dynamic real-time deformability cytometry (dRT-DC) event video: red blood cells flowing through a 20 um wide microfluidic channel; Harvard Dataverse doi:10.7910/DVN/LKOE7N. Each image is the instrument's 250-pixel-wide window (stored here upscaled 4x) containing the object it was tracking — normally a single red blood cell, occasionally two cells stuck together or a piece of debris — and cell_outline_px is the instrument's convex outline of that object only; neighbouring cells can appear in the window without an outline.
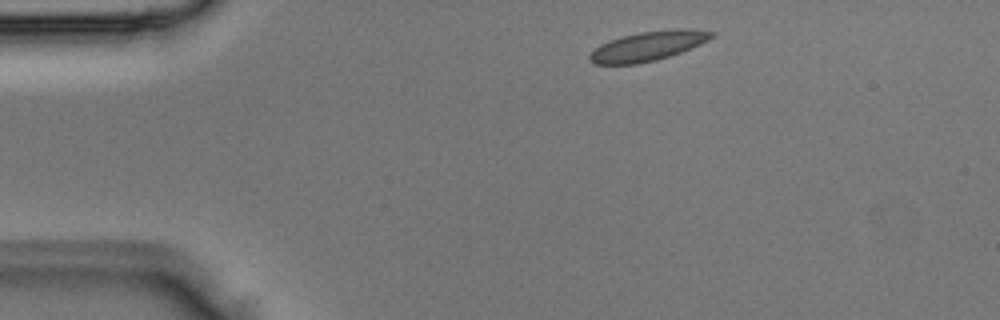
{"species": "Egyptian fruit bat (a non-hibernating species)", "species_latin": "Rousettus aegyptiacus", "temperature_condition": "room temperature", "stored_images_in_passage": 5, "camera_frame_rate_fps": 3000, "um_per_image_px": 0.085, "animal": {"sex": "male"}, "frame": {"image": 1, "passage_image": 5, "time_ms": 1.333, "image_size_px": [1000, 320], "cell_outline_px": [[716, 32], [708, 40], [700, 44], [680, 52], [656, 60], [636, 64], [596, 64], [588, 60], [588, 56], [600, 44], [608, 40], [640, 32], [676, 28], [692, 28]], "centroid_in_image_um": [55.08, 3.9], "position_along_channel_um": 29.9, "area_um2": 20.87}}